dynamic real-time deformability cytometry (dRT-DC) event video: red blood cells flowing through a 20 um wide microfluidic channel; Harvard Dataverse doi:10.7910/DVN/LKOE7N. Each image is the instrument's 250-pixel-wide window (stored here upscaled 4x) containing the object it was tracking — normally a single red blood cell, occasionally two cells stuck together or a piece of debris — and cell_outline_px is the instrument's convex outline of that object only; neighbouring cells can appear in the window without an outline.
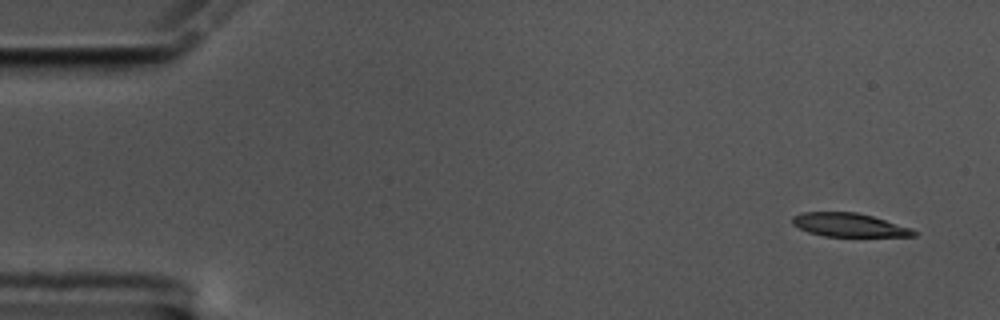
{"species": "common noctule bat (a hibernating species)", "species_latin": "Nyctalus noctula", "temperature_condition": "cold", "stored_images_in_passage": 56, "camera_frame_rate_fps": 3000, "um_per_image_px": 0.085, "animal": {"sex": "male", "body_mass_g": 17.5, "forearm_length_mm": 52.3}, "frame": {"image": 1, "passage_image": 1, "time_ms": 0.0, "image_size_px": [1000, 320], "cell_outline_px": [[920, 232], [916, 236], [824, 236], [808, 232], [792, 224], [792, 216], [804, 212], [856, 212], [872, 216], [912, 228]], "centroid_in_image_um": [72.19, 19.12], "position_along_channel_um": 12.8, "area_um2": 16.65}}
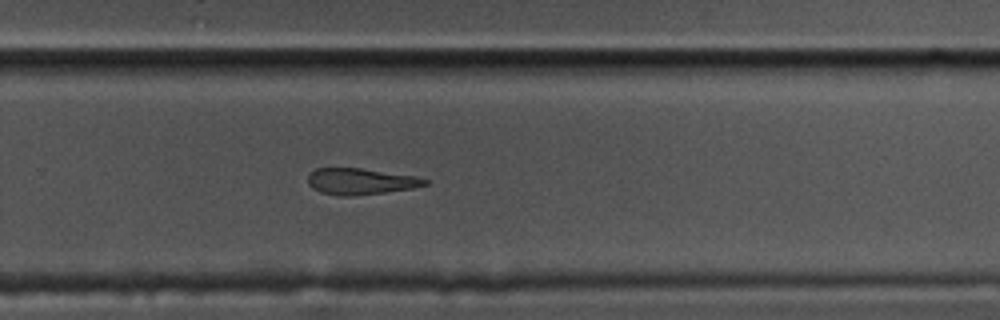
{"frame": {"image": 2, "passage_image": 36, "time_ms": 11.667, "image_size_px": [1000, 320], "cell_outline_px": [[432, 180], [428, 184], [412, 188], [384, 192], [352, 196], [340, 196], [320, 192], [312, 188], [308, 184], [308, 172], [316, 168], [360, 168], [416, 176]], "centroid_in_image_um": [30.64, 15.41], "position_along_channel_um": 299.2, "area_um2": 18.03}}
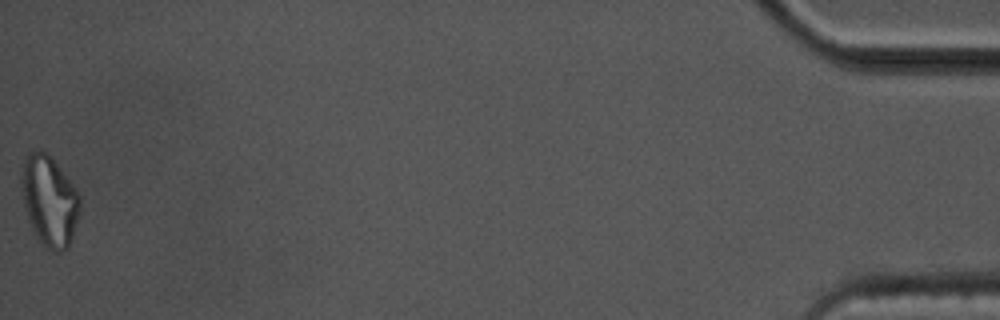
{"frame": {"image": 3, "passage_image": 56, "time_ms": 18.333, "image_size_px": [1000, 320], "cell_outline_px": [[80, 212], [68, 248], [60, 252], [56, 252], [44, 248], [36, 236], [28, 220], [24, 208], [20, 184], [20, 180], [24, 160], [28, 152], [40, 148], [52, 156], [76, 188], [80, 196]], "centroid_in_image_um": [4.18, 17.04], "position_along_channel_um": 431.0, "area_um2": 31.39}}